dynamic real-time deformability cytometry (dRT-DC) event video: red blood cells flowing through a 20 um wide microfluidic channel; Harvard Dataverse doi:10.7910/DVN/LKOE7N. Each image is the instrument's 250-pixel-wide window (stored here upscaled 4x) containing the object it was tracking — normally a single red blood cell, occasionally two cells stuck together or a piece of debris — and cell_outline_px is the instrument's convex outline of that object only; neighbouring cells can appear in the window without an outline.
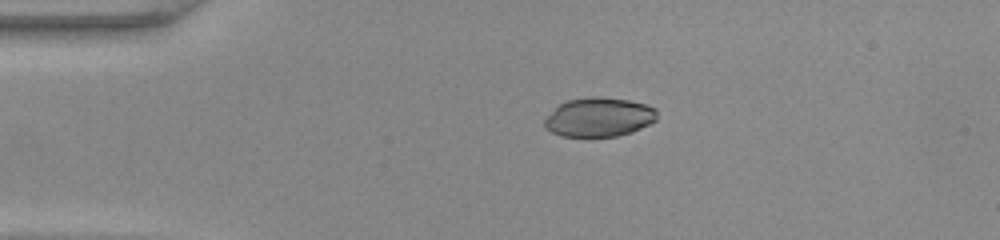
{"species": "common noctule bat (a hibernating species)", "species_latin": "Nyctalus noctula", "temperature_condition": "warm", "stored_images_in_passage": 38, "camera_frame_rate_fps": 3000, "um_per_image_px": 0.085, "animal": {"sex": "female", "body_mass_g": 22.0, "forearm_length_mm": 56.7}, "frame": {"image": 1, "passage_image": 1, "time_ms": 0.0, "image_size_px": [1000, 240], "cell_outline_px": [[656, 120], [632, 132], [616, 136], [560, 136], [544, 128], [544, 120], [560, 104], [568, 100], [592, 96], [600, 96], [628, 100], [644, 104], [656, 108]], "centroid_in_image_um": [50.91, 9.95], "position_along_channel_um": 34.1, "area_um2": 25.43}}
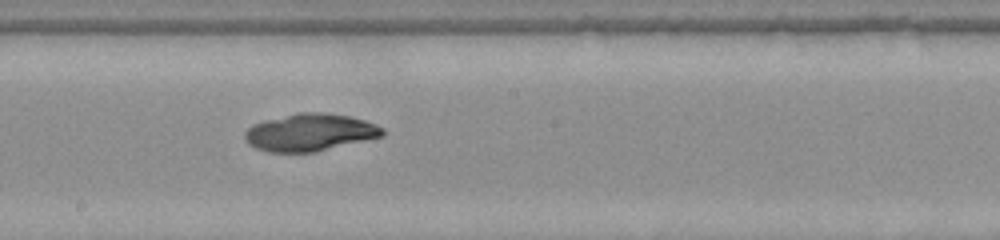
{"frame": {"image": 2, "passage_image": 17, "time_ms": 5.333, "image_size_px": [1000, 240], "cell_outline_px": [[384, 136], [316, 152], [268, 152], [256, 148], [248, 144], [244, 140], [244, 132], [252, 124], [264, 120], [300, 112], [324, 112], [352, 116], [376, 124], [384, 128]], "centroid_in_image_um": [26.35, 11.25], "position_along_channel_um": 221.9, "area_um2": 30.29}}
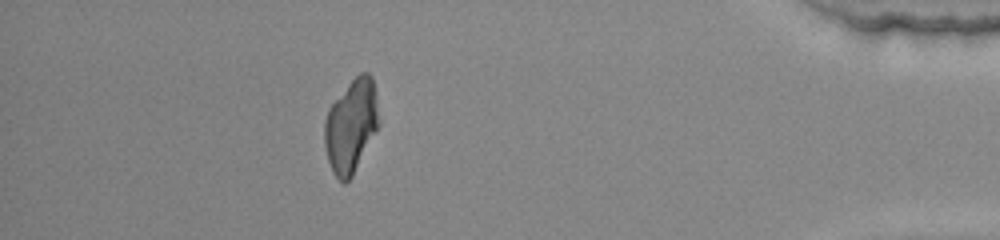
{"frame": {"image": 3, "passage_image": 33, "time_ms": 10.667, "image_size_px": [1000, 240], "cell_outline_px": [[380, 124], [352, 176], [344, 184], [332, 172], [328, 160], [324, 144], [324, 120], [328, 108], [348, 84], [360, 72], [368, 72], [372, 76], [376, 92]], "centroid_in_image_um": [29.84, 10.68], "position_along_channel_um": 405.4, "area_um2": 29.59}}